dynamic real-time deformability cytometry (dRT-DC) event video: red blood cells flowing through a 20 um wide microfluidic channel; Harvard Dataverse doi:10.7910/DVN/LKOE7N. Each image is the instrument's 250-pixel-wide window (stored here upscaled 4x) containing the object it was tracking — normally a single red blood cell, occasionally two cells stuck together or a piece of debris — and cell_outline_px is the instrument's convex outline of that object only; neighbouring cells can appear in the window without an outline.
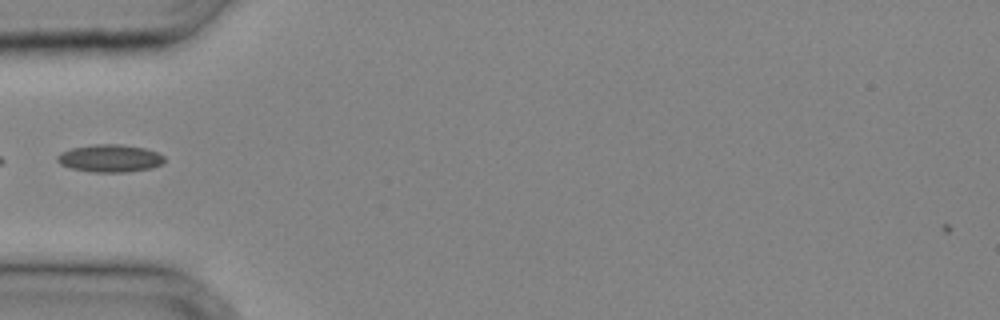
{"species": "common noctule bat (a hibernating species)", "species_latin": "Nyctalus noctula", "temperature_condition": "cold", "stored_images_in_passage": 23, "camera_frame_rate_fps": 3000, "um_per_image_px": 0.085, "animal": {"sex": "male", "body_mass_g": 20.4}, "frame": {"image": 1, "passage_image": 1, "time_ms": 0.0, "image_size_px": [1000, 320], "cell_outline_px": [[164, 164], [152, 168], [124, 172], [92, 172], [72, 168], [60, 164], [56, 160], [56, 156], [60, 152], [72, 148], [92, 144], [120, 144], [144, 148], [156, 152], [164, 156]], "centroid_in_image_um": [9.34, 13.45], "position_along_channel_um": 75.7, "area_um2": 17.28}}